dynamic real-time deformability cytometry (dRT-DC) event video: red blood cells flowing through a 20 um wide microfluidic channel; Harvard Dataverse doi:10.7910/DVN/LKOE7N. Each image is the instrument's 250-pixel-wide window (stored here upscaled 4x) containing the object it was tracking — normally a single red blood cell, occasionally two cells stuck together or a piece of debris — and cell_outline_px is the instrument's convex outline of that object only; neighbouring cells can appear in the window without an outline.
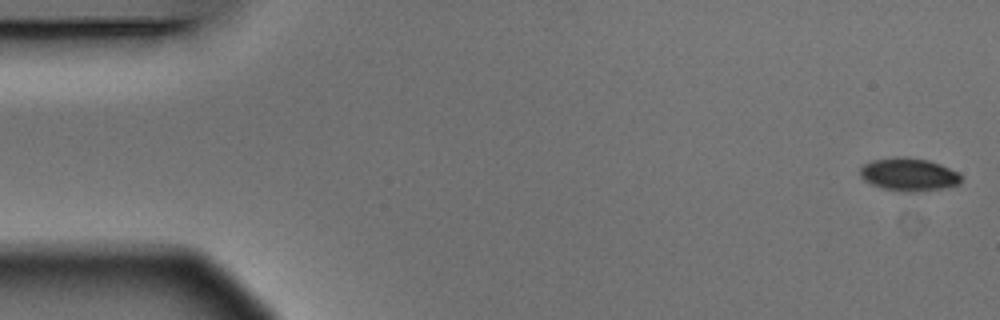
{"species": "Egyptian fruit bat (a non-hibernating species)", "species_latin": "Rousettus aegyptiacus", "temperature_condition": "warm", "stored_images_in_passage": 5, "camera_frame_rate_fps": 3000, "um_per_image_px": 0.085, "animal": {"sex": "male"}, "frame": {"image": 1, "passage_image": 1, "time_ms": 0.0, "image_size_px": [1000, 320], "cell_outline_px": [[960, 184], [944, 188], [924, 192], [904, 192], [884, 188], [872, 184], [864, 180], [860, 176], [860, 168], [864, 164], [872, 160], [896, 156], [904, 156], [928, 160], [940, 164], [960, 172]], "centroid_in_image_um": [77.26, 14.83], "position_along_channel_um": 7.7, "area_um2": 19.65}}